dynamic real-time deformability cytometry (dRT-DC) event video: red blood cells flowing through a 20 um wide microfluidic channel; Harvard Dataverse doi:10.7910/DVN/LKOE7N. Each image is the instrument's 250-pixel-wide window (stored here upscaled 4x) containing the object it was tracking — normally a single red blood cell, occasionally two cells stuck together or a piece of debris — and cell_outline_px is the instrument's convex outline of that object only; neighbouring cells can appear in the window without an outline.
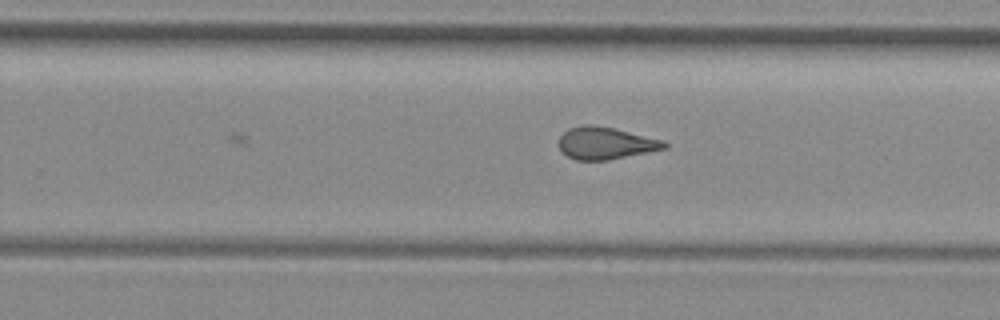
{"species": "common noctule bat (a hibernating species)", "species_latin": "Nyctalus noctula", "temperature_condition": "room temperature", "stored_images_in_passage": 11, "camera_frame_rate_fps": 3000, "um_per_image_px": 0.085, "animal": {"sex": "female", "body_mass_g": 29.2, "forearm_length_mm": 56.3}, "frame": {"image": 1, "passage_image": 11, "time_ms": 3.333, "image_size_px": [1000, 320], "cell_outline_px": [[668, 148], [608, 160], [576, 160], [560, 152], [560, 136], [568, 128], [584, 124], [592, 124], [612, 128], [664, 140], [668, 144]], "centroid_in_image_um": [51.47, 12.17], "position_along_channel_um": 278.3, "area_um2": 19.77}}